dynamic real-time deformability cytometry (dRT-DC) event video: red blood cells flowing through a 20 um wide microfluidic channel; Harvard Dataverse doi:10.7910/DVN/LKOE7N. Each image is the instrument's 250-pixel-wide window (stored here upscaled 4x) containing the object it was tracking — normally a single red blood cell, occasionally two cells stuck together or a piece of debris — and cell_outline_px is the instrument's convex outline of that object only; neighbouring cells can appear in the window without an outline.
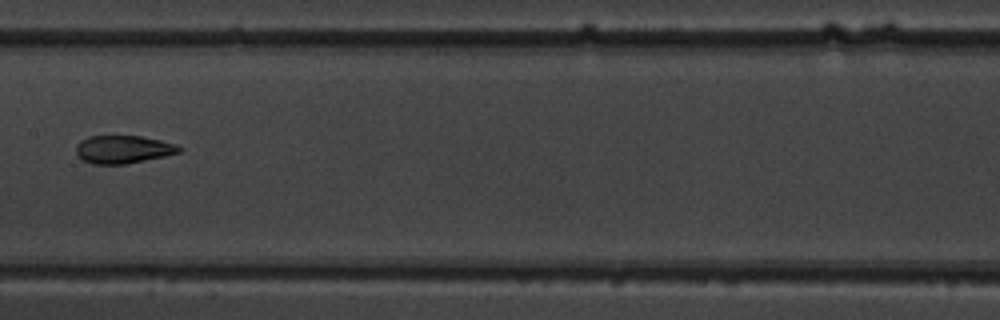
{"species": "common noctule bat (a hibernating species)", "species_latin": "Nyctalus noctula", "temperature_condition": "warm", "stored_images_in_passage": 13, "camera_frame_rate_fps": 3000, "um_per_image_px": 0.085, "animal": {"sex": "male", "body_mass_g": 19.5, "forearm_length_mm": 54.6}, "frame": {"image": 1, "passage_image": 10, "time_ms": 11.333, "image_size_px": [1000, 320], "cell_outline_px": [[184, 148], [180, 152], [164, 156], [124, 164], [92, 164], [80, 160], [76, 156], [76, 144], [80, 140], [88, 136], [144, 136], [176, 144]], "centroid_in_image_um": [10.43, 12.69], "position_along_channel_um": 197.0, "area_um2": 16.99}}
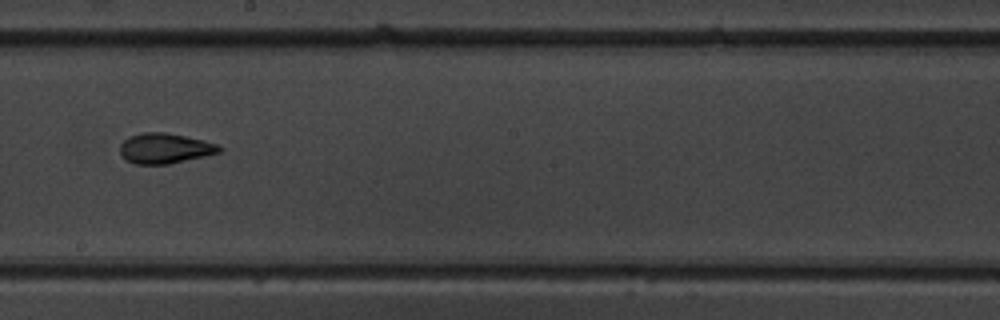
{"frame": {"image": 2, "passage_image": 11, "time_ms": 12.333, "image_size_px": [1000, 320], "cell_outline_px": [[224, 148], [220, 152], [204, 156], [168, 164], [136, 164], [120, 156], [120, 144], [128, 136], [140, 132], [164, 132], [204, 140], [216, 144]], "centroid_in_image_um": [13.99, 12.6], "position_along_channel_um": 234.2, "area_um2": 17.51}}